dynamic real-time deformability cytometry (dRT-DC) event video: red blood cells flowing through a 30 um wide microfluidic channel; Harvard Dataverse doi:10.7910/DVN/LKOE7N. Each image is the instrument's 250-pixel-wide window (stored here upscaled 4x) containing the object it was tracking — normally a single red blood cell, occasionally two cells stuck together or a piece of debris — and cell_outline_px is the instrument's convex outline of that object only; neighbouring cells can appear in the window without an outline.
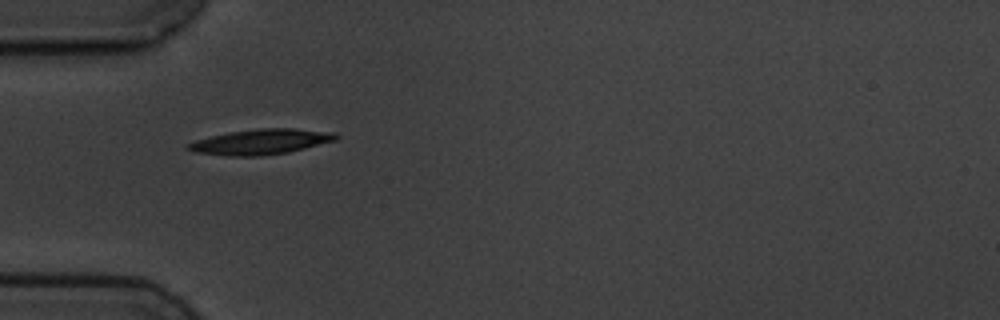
{"species": "common noctule bat (a hibernating species)", "species_latin": "Nyctalus noctula", "temperature_condition": "cold", "stored_images_in_passage": 4, "camera_frame_rate_fps": 3000, "um_per_image_px": 0.085, "animal": {"sex": "male", "body_mass_g": 19.5, "forearm_length_mm": 54.6}, "frame": {"image": 1, "passage_image": 3, "time_ms": 3.333, "image_size_px": [1000, 320], "cell_outline_px": [[340, 136], [336, 140], [288, 152], [260, 156], [228, 156], [192, 152], [184, 148], [184, 144], [196, 140], [212, 136], [232, 132], [260, 128], [296, 128], [336, 132]], "centroid_in_image_um": [22.16, 12.05], "position_along_channel_um": 62.8, "area_um2": 21.91}}
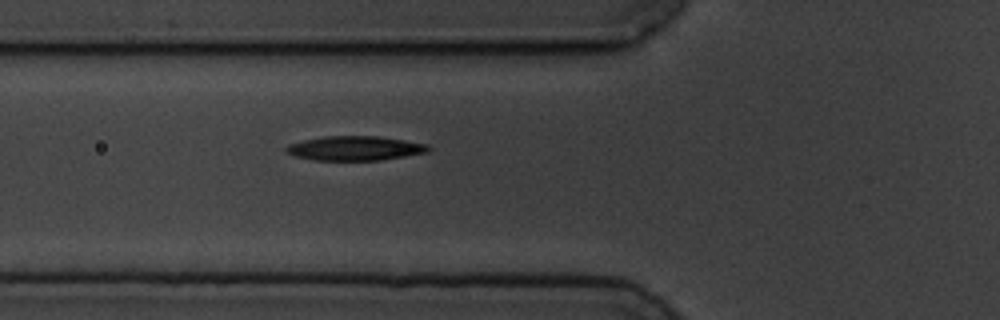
{"frame": {"image": 2, "passage_image": 4, "time_ms": 4.333, "image_size_px": [1000, 320], "cell_outline_px": [[432, 148], [428, 152], [380, 160], [312, 160], [296, 156], [284, 152], [284, 148], [288, 144], [304, 140], [324, 136], [380, 136], [428, 144]], "centroid_in_image_um": [30.16, 12.6], "position_along_channel_um": 95.6, "area_um2": 20.29}}